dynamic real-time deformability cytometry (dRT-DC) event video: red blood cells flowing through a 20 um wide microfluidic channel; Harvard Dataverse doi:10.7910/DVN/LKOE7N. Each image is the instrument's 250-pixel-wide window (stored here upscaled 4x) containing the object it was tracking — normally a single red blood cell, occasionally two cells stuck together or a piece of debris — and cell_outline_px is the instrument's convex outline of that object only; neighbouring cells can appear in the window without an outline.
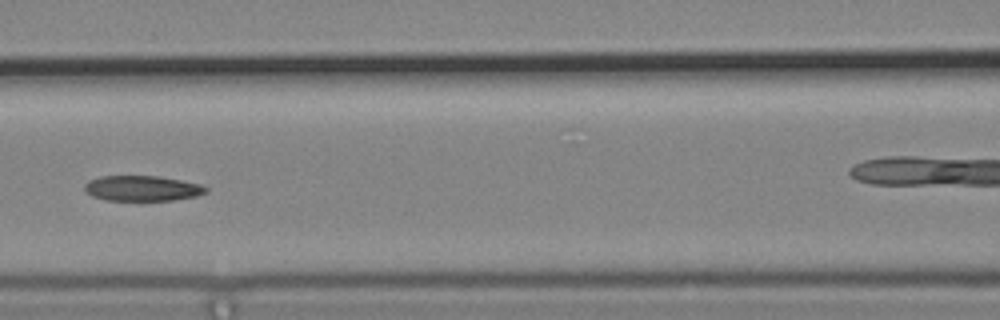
{"species": "common noctule bat (a hibernating species)", "species_latin": "Nyctalus noctula", "temperature_condition": "cold", "stored_images_in_passage": 7, "camera_frame_rate_fps": 3000, "um_per_image_px": 0.085, "animal": {"sex": "male", "body_mass_g": 19.2, "forearm_length_mm": 51.8}, "frame": {"image": 1, "passage_image": 6, "time_ms": 1.667, "image_size_px": [1000, 320], "cell_outline_px": [[208, 192], [196, 196], [172, 200], [108, 200], [92, 196], [84, 188], [84, 184], [88, 180], [100, 176], [156, 176], [180, 180], [200, 184], [208, 188]], "centroid_in_image_um": [12.09, 16.0], "position_along_channel_um": 154.5, "area_um2": 17.8}}